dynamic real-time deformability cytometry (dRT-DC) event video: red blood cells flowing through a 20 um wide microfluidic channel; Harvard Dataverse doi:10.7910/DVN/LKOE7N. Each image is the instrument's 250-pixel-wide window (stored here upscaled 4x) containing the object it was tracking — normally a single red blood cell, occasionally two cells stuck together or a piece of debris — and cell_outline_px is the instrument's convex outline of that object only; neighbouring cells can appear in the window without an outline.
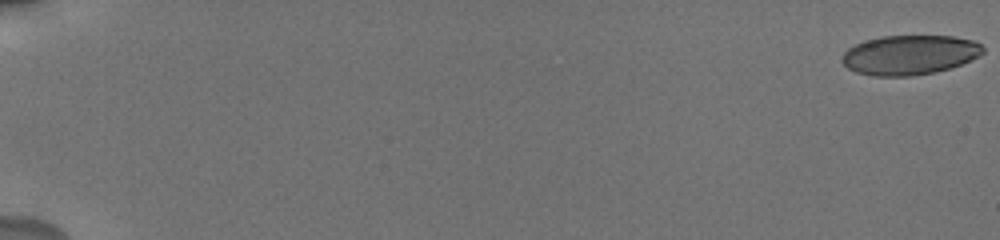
{"species": "human", "species_latin": "Homo sapiens", "temperature_condition": "cold", "stored_images_in_passage": 22, "camera_frame_rate_fps": 3000, "um_per_image_px": 0.085, "donor": {"sex": "male"}, "frame": {"image": 1, "passage_image": 1, "time_ms": 0.0, "image_size_px": [1000, 240], "cell_outline_px": [[984, 52], [980, 56], [960, 64], [936, 72], [912, 76], [876, 76], [856, 72], [848, 68], [840, 60], [844, 52], [848, 48], [864, 40], [880, 36], [952, 36], [972, 40], [980, 44], [984, 48]], "centroid_in_image_um": [77.3, 4.66], "position_along_channel_um": 7.7, "area_um2": 32.54}}
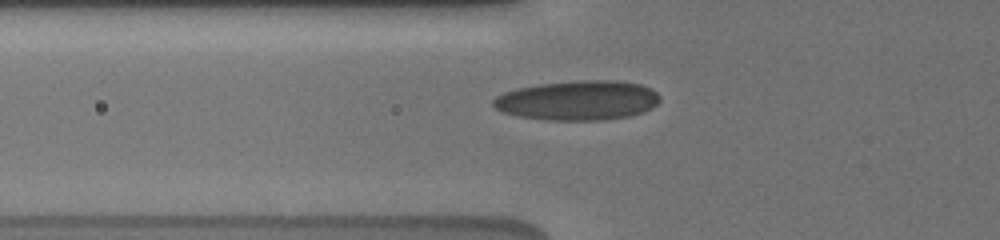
{"frame": {"image": 2, "passage_image": 17, "time_ms": 7.333, "image_size_px": [1000, 240], "cell_outline_px": [[660, 100], [652, 108], [644, 112], [628, 116], [600, 120], [544, 120], [520, 116], [504, 112], [496, 108], [492, 104], [492, 100], [496, 96], [504, 92], [516, 88], [540, 84], [580, 80], [616, 80], [640, 84], [656, 92], [660, 96]], "centroid_in_image_um": [49.11, 8.53], "position_along_channel_um": 76.7, "area_um2": 38.44}}
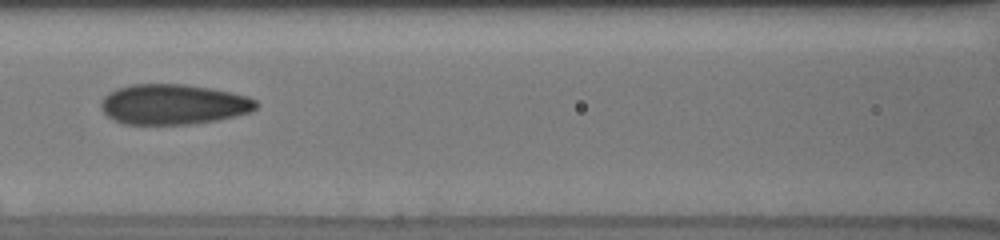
{"frame": {"image": 3, "passage_image": 20, "time_ms": 9.333, "image_size_px": [1000, 240], "cell_outline_px": [[260, 104], [252, 112], [216, 120], [188, 124], [124, 124], [108, 116], [104, 112], [100, 104], [104, 96], [108, 92], [116, 88], [132, 84], [184, 84], [208, 88], [248, 96], [256, 100]], "centroid_in_image_um": [14.73, 8.86], "position_along_channel_um": 151.9, "area_um2": 36.3}}